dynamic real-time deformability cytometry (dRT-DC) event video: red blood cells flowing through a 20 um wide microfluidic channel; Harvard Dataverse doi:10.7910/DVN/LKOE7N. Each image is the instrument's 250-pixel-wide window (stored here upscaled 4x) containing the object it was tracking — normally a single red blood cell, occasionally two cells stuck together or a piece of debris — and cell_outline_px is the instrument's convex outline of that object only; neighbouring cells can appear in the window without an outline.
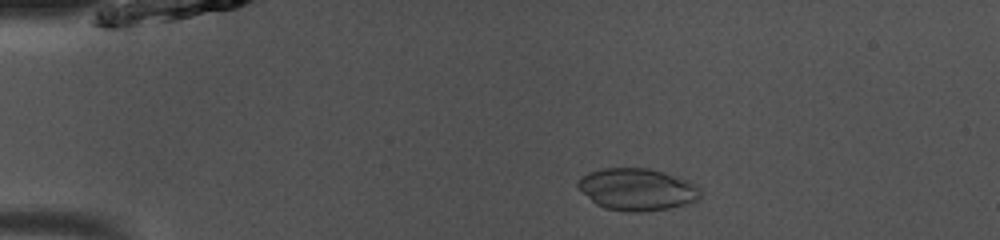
{"species": "common noctule bat (a hibernating species)", "species_latin": "Nyctalus noctula", "temperature_condition": "room temperature", "stored_images_in_passage": 49, "camera_frame_rate_fps": 3000, "um_per_image_px": 0.085, "animal": {"sex": "male", "body_mass_g": 13.0, "forearm_length_mm": 53.1}, "frame": {"image": 1, "passage_image": 10, "time_ms": 3.0, "image_size_px": [1000, 240], "cell_outline_px": [[700, 200], [692, 204], [668, 208], [640, 212], [628, 212], [604, 208], [596, 204], [576, 184], [576, 180], [580, 176], [588, 172], [604, 168], [648, 168], [688, 180], [696, 184], [700, 188]], "centroid_in_image_um": [54.18, 16.1], "position_along_channel_um": 30.8, "area_um2": 30.17}}
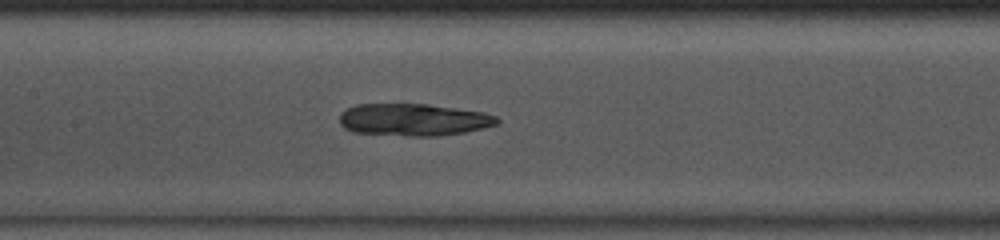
{"frame": {"image": 2, "passage_image": 24, "time_ms": 7.667, "image_size_px": [1000, 240], "cell_outline_px": [[500, 124], [484, 128], [464, 132], [436, 136], [408, 136], [352, 132], [344, 128], [340, 124], [340, 112], [356, 104], [428, 104], [484, 112], [496, 116], [500, 120]], "centroid_in_image_um": [35.16, 10.18], "position_along_channel_um": 172.2, "area_um2": 29.77}}
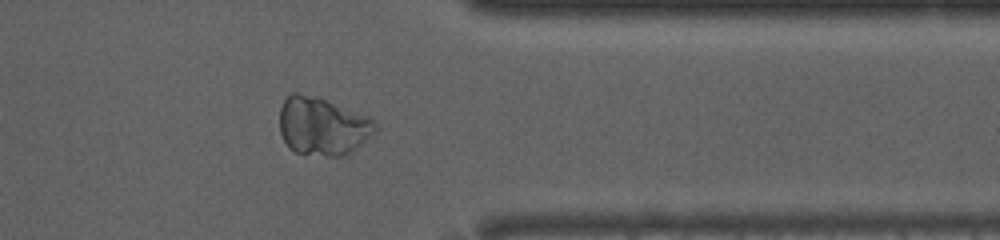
{"frame": {"image": 3, "passage_image": 40, "time_ms": 13.0, "image_size_px": [1000, 240], "cell_outline_px": [[380, 124], [376, 132], [360, 144], [348, 152], [340, 156], [328, 156], [296, 152], [288, 148], [280, 132], [280, 108], [284, 100], [292, 92], [296, 92], [316, 96], [368, 116]], "centroid_in_image_um": [27.41, 10.71], "position_along_channel_um": 384.0, "area_um2": 32.25}}